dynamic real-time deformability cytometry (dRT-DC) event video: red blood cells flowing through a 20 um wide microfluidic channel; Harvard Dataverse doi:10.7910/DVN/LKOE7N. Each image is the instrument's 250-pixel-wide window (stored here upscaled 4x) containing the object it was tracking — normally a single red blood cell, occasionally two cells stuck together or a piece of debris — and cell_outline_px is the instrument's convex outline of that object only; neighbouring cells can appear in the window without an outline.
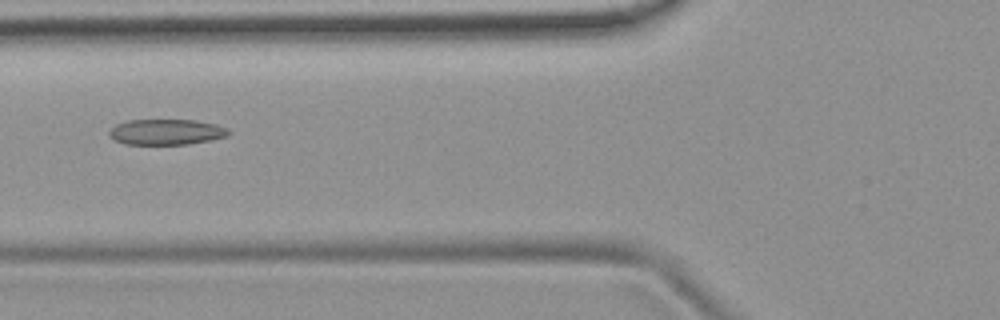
{"species": "common noctule bat (a hibernating species)", "species_latin": "Nyctalus noctula", "temperature_condition": "room temperature", "stored_images_in_passage": 42, "camera_frame_rate_fps": 3000, "um_per_image_px": 0.085, "animal": {"sex": "female", "body_mass_g": 19.9}, "frame": {"image": 1, "passage_image": 10, "time_ms": 3.0, "image_size_px": [1000, 320], "cell_outline_px": [[232, 132], [228, 136], [212, 140], [188, 144], [124, 144], [116, 140], [108, 132], [116, 124], [128, 120], [196, 120], [216, 124], [228, 128]], "centroid_in_image_um": [14.2, 11.21], "position_along_channel_um": 111.6, "area_um2": 17.86}}
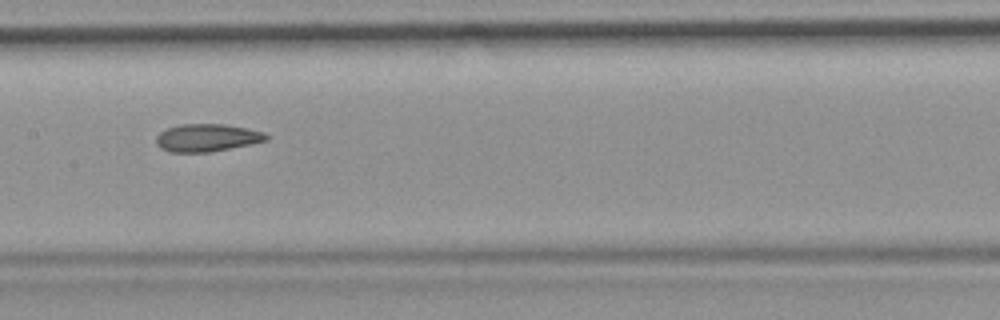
{"frame": {"image": 2, "passage_image": 16, "time_ms": 5.0, "image_size_px": [1000, 320], "cell_outline_px": [[268, 140], [252, 144], [208, 152], [168, 152], [160, 148], [156, 144], [156, 136], [160, 132], [168, 128], [180, 124], [224, 124], [264, 132], [268, 136]], "centroid_in_image_um": [17.57, 11.71], "position_along_channel_um": 189.8, "area_um2": 17.69}}
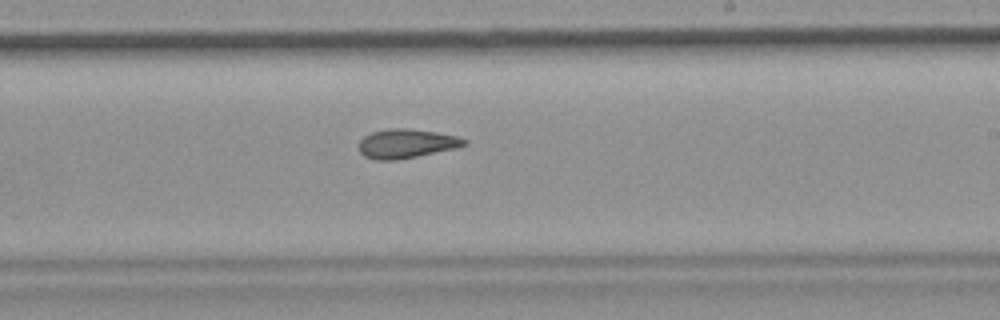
{"frame": {"image": 3, "passage_image": 21, "time_ms": 6.667, "image_size_px": [1000, 320], "cell_outline_px": [[468, 144], [456, 148], [396, 160], [376, 160], [364, 156], [360, 152], [360, 140], [364, 136], [372, 132], [388, 128], [408, 128], [436, 132], [456, 136], [468, 140]], "centroid_in_image_um": [34.55, 12.2], "position_along_channel_um": 254.5, "area_um2": 17.8}, "authors_computed_cell_mechanics": {"area_um2": 18.2648, "velocity_mm_per_s": 3.8971, "shape_relaxation_time_tau1_ms": null, "shape_relaxation_time_tau2_ms": 2.6577, "deformation_change_tau1": null, "deformation_change_tau2": 0.0898}}